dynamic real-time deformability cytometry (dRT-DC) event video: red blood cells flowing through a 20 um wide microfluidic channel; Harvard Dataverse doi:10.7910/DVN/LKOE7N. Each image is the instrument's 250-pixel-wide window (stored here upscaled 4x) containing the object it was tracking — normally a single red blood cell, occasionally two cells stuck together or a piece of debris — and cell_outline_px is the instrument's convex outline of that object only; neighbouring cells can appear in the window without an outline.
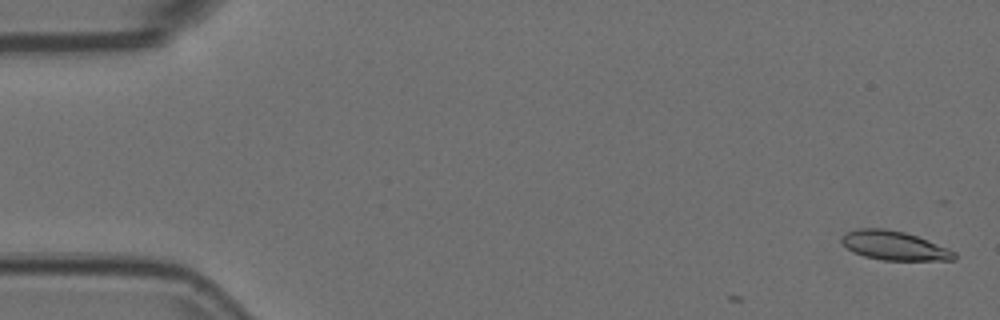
{"species": "Egyptian fruit bat (a non-hibernating species)", "species_latin": "Rousettus aegyptiacus", "temperature_condition": "room temperature", "stored_images_in_passage": 6, "camera_frame_rate_fps": 3000, "um_per_image_px": 0.085, "animal": {"sex": "female"}, "frame": {"image": 1, "passage_image": 2, "time_ms": 0.333, "image_size_px": [1000, 320], "cell_outline_px": [[956, 260], [884, 260], [864, 256], [852, 252], [840, 240], [848, 232], [860, 228], [884, 228], [904, 232], [928, 240], [948, 248], [956, 252]], "centroid_in_image_um": [76.04, 20.88], "position_along_channel_um": 9.0, "area_um2": 18.9}}